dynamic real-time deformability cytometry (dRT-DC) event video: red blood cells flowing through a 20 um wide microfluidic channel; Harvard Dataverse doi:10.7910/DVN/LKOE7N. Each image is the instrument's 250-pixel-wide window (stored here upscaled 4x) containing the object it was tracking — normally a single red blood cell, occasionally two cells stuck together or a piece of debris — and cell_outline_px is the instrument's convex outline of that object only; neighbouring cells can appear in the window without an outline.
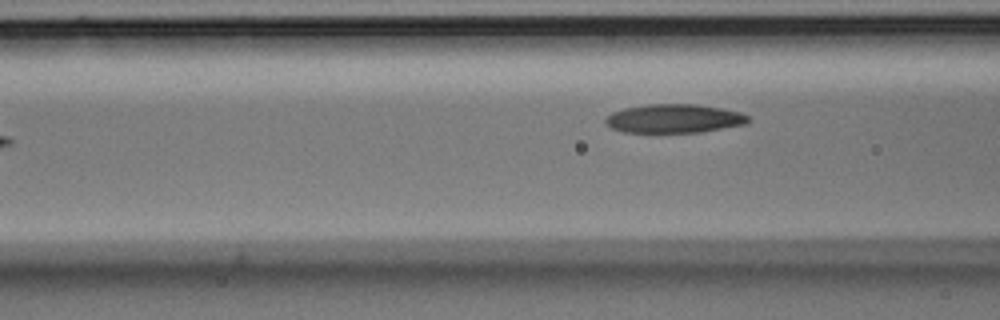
{"species": "Egyptian fruit bat (a non-hibernating species)", "species_latin": "Rousettus aegyptiacus", "temperature_condition": "room temperature", "stored_images_in_passage": 7, "camera_frame_rate_fps": 3000, "um_per_image_px": 0.085, "animal": {"sex": "male"}, "frame": {"image": 1, "passage_image": 7, "time_ms": 2.0, "image_size_px": [1000, 320], "cell_outline_px": [[748, 124], [700, 132], [624, 132], [612, 128], [604, 124], [604, 120], [612, 112], [624, 108], [648, 104], [696, 104], [720, 108], [740, 112], [748, 116]], "centroid_in_image_um": [57.28, 10.08], "position_along_channel_um": 109.3, "area_um2": 23.87}}